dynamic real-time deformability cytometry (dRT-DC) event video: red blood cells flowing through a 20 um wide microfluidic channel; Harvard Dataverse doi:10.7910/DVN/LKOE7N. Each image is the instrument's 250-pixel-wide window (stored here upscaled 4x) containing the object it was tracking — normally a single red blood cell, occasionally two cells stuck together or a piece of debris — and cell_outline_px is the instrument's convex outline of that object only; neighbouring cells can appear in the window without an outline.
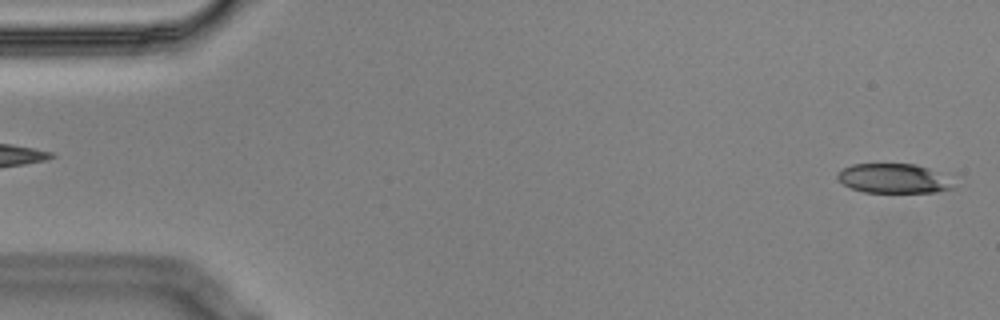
{"species": "Egyptian fruit bat (a non-hibernating species)", "species_latin": "Rousettus aegyptiacus", "temperature_condition": "cold", "stored_images_in_passage": 5, "camera_frame_rate_fps": 3000, "um_per_image_px": 0.085, "animal": {"sex": "male"}, "frame": {"image": 1, "passage_image": 5, "time_ms": 1.333, "image_size_px": [1000, 320], "cell_outline_px": [[956, 188], [936, 192], [864, 192], [852, 188], [844, 184], [836, 176], [844, 168], [852, 164], [916, 164], [928, 168]], "centroid_in_image_um": [75.87, 15.17], "position_along_channel_um": 9.1, "area_um2": 19.19}}